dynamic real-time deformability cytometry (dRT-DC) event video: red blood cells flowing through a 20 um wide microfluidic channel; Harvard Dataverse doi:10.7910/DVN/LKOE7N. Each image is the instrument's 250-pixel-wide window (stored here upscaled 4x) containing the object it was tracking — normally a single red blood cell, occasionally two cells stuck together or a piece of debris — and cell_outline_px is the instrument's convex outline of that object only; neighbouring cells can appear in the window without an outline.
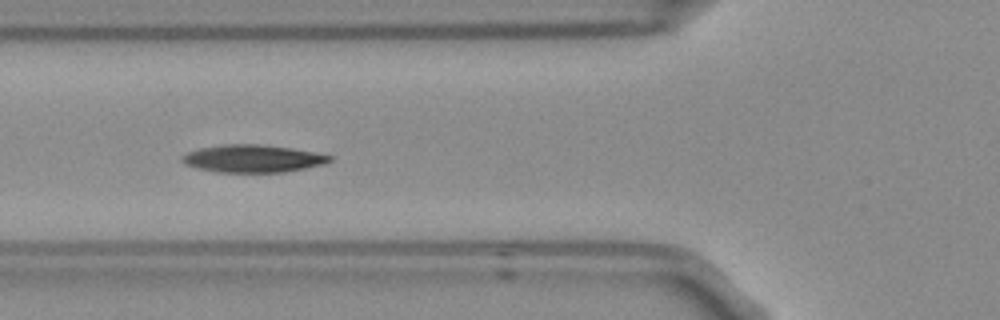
{"species": "Egyptian fruit bat (a non-hibernating species)", "species_latin": "Rousettus aegyptiacus", "temperature_condition": "room temperature", "stored_images_in_passage": 7, "camera_frame_rate_fps": 3000, "um_per_image_px": 0.085, "frame": {"image": 1, "passage_image": 6, "time_ms": 1.667, "image_size_px": [1000, 320], "cell_outline_px": [[332, 160], [324, 164], [284, 172], [216, 172], [196, 168], [184, 164], [180, 160], [180, 156], [188, 152], [200, 148], [224, 144], [260, 144], [292, 148], [332, 156]], "centroid_in_image_um": [21.43, 13.48], "position_along_channel_um": 104.4, "area_um2": 23.7}}